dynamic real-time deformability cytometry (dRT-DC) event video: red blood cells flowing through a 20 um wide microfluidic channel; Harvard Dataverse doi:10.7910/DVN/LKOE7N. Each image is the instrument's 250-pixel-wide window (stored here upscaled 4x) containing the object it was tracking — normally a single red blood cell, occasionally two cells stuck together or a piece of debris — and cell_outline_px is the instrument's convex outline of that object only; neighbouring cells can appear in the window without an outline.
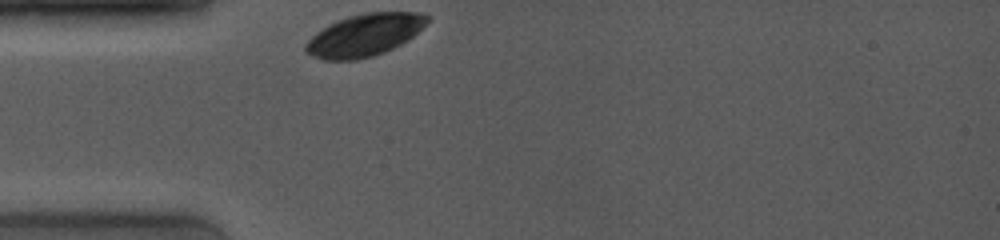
{"species": "common noctule bat (a hibernating species)", "species_latin": "Nyctalus noctula", "temperature_condition": "room temperature", "stored_images_in_passage": 7, "camera_frame_rate_fps": 4000, "um_per_image_px": 0.085, "animal": {"sex": "female", "body_mass_g": 19.0, "forearm_length_mm": 53.3}, "frame": {"image": 1, "passage_image": 1, "time_ms": 0.0, "image_size_px": [1000, 240], "cell_outline_px": [[432, 16], [412, 36], [400, 44], [384, 52], [372, 56], [356, 60], [324, 60], [304, 52], [304, 44], [316, 32], [328, 24], [348, 16], [364, 12], [420, 12]], "centroid_in_image_um": [30.95, 2.97], "position_along_channel_um": 54.1, "area_um2": 29.82}}
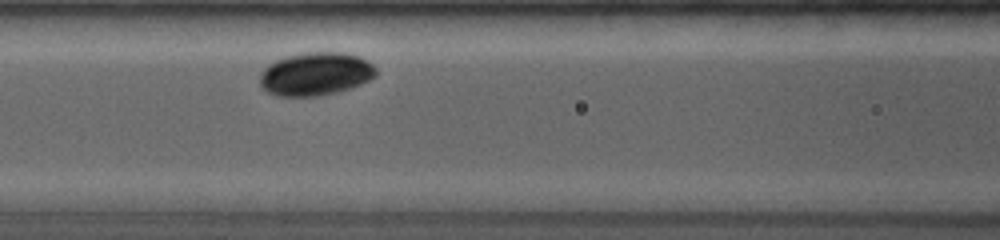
{"frame": {"image": 2, "passage_image": 7, "time_ms": 2.5, "image_size_px": [1000, 240], "cell_outline_px": [[376, 76], [360, 84], [336, 92], [320, 96], [276, 96], [268, 92], [260, 84], [260, 76], [264, 68], [268, 64], [284, 56], [304, 52], [344, 52], [360, 56], [372, 64], [376, 68]], "centroid_in_image_um": [26.82, 6.27], "position_along_channel_um": 139.8, "area_um2": 29.3}}